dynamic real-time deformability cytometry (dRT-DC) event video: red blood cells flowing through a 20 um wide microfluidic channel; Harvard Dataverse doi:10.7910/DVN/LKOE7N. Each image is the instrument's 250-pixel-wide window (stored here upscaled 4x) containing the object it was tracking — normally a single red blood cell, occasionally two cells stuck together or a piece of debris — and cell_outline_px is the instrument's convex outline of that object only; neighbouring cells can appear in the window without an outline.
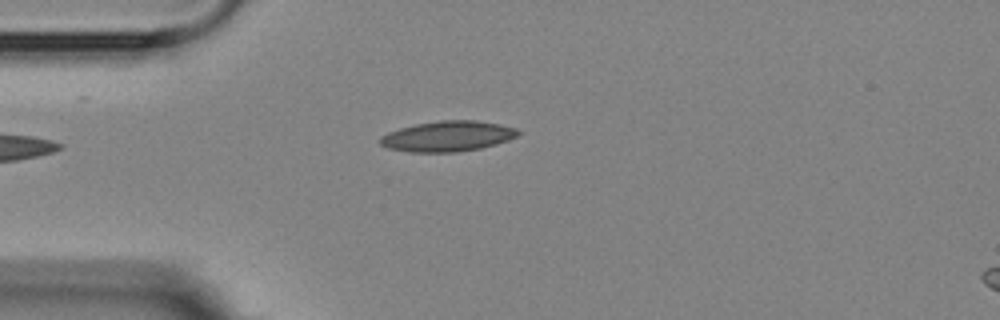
{"species": "Egyptian fruit bat (a non-hibernating species)", "species_latin": "Rousettus aegyptiacus", "temperature_condition": "room temperature", "stored_images_in_passage": 4, "camera_frame_rate_fps": 3000, "um_per_image_px": 0.085, "animal": {"sex": "female"}, "frame": {"image": 1, "passage_image": 4, "time_ms": 3.667, "image_size_px": [1000, 320], "cell_outline_px": [[520, 132], [516, 136], [508, 140], [496, 144], [480, 148], [456, 152], [408, 152], [388, 148], [380, 144], [380, 136], [388, 132], [400, 128], [416, 124], [440, 120], [476, 120], [500, 124], [516, 128]], "centroid_in_image_um": [38.04, 11.58], "position_along_channel_um": 47.0, "area_um2": 24.45}}